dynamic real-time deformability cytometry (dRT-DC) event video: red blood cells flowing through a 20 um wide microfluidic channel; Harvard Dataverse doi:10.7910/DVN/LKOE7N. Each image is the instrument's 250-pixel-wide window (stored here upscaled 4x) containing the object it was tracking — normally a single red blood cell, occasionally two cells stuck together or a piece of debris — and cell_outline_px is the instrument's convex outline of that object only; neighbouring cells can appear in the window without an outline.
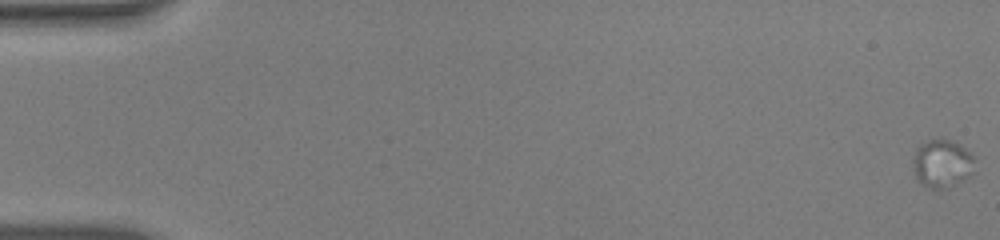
{"species": "human", "species_latin": "Homo sapiens", "temperature_condition": "warm", "stored_images_in_passage": 17, "segment_of_instrument_passage": [1, 2], "camera_frame_rate_fps": 3000, "um_per_image_px": 0.085, "donor": {"sex": "male"}, "frame": {"image": 1, "passage_image": 1, "time_ms": 0.0, "image_size_px": [1000, 240], "cell_outline_px": [[976, 172], [948, 188], [932, 188], [920, 184], [916, 180], [912, 164], [916, 148], [920, 144], [928, 140], [948, 140], [972, 152], [976, 160]], "centroid_in_image_um": [80.1, 13.92], "position_along_channel_um": 4.9, "area_um2": 17.51}}